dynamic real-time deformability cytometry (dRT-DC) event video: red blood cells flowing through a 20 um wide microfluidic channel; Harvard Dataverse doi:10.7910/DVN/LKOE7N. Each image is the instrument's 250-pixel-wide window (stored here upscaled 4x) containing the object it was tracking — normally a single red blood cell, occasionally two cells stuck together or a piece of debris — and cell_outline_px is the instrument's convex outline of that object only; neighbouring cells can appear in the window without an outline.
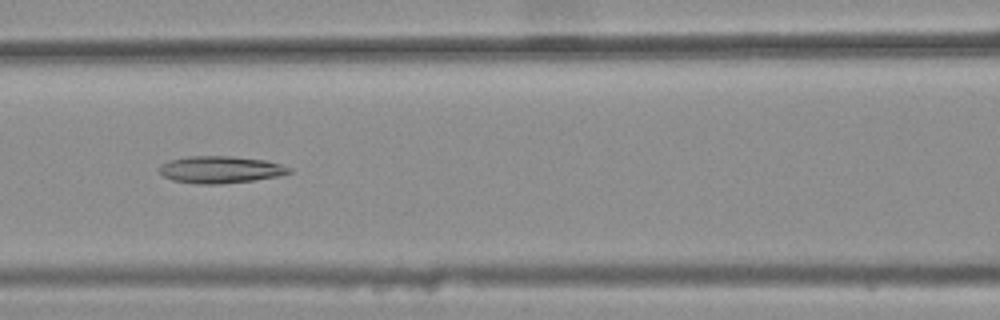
{"species": "common noctule bat (a hibernating species)", "species_latin": "Nyctalus noctula", "temperature_condition": "warm", "stored_images_in_passage": 35, "camera_frame_rate_fps": 3000, "um_per_image_px": 0.085, "animal": {"sex": "female", "body_mass_g": 25.1}, "frame": {"image": 1, "passage_image": 13, "time_ms": 4.0, "image_size_px": [1000, 320], "cell_outline_px": [[292, 172], [280, 176], [252, 180], [220, 184], [196, 184], [172, 180], [164, 176], [160, 172], [160, 164], [168, 160], [188, 156], [228, 156], [264, 160], [280, 164], [292, 168]], "centroid_in_image_um": [18.72, 14.42], "position_along_channel_um": 147.9, "area_um2": 20.46}}
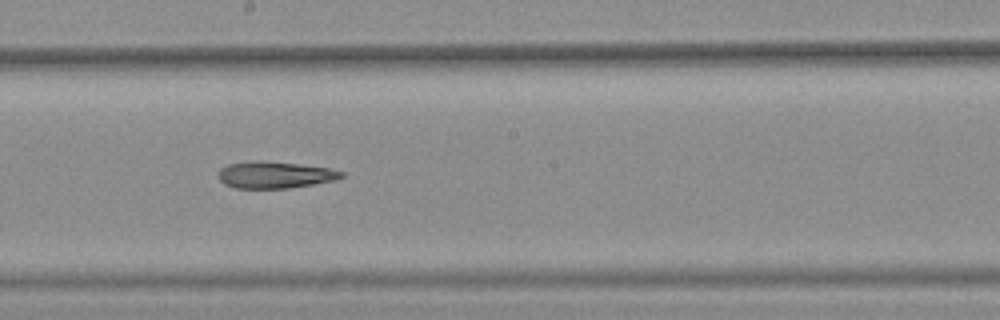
{"frame": {"image": 2, "passage_image": 19, "time_ms": 6.0, "image_size_px": [1000, 320], "cell_outline_px": [[344, 176], [336, 180], [288, 188], [236, 188], [224, 184], [216, 176], [220, 168], [228, 164], [260, 160], [300, 164], [328, 168], [344, 172]], "centroid_in_image_um": [23.33, 14.86], "position_along_channel_um": 224.9, "area_um2": 19.19}}
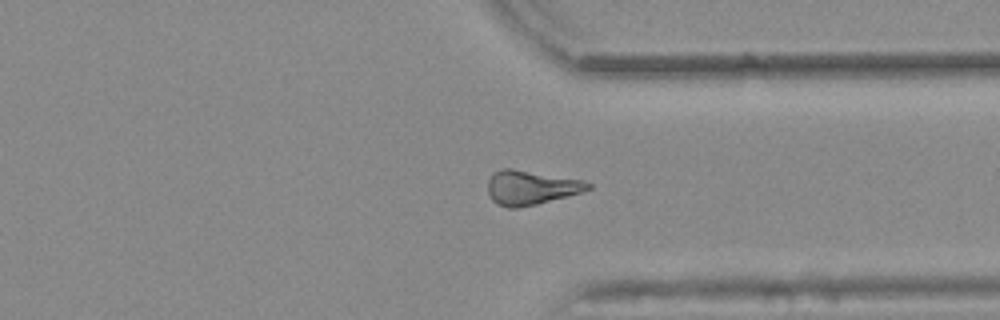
{"frame": {"image": 3, "passage_image": 30, "time_ms": 9.667, "image_size_px": [1000, 320], "cell_outline_px": [[592, 188], [568, 196], [536, 204], [516, 208], [508, 208], [496, 204], [492, 200], [488, 192], [488, 180], [492, 172], [500, 168], [512, 168], [584, 180], [592, 184]], "centroid_in_image_um": [45.1, 15.93], "position_along_channel_um": 366.3, "area_um2": 20.17}}